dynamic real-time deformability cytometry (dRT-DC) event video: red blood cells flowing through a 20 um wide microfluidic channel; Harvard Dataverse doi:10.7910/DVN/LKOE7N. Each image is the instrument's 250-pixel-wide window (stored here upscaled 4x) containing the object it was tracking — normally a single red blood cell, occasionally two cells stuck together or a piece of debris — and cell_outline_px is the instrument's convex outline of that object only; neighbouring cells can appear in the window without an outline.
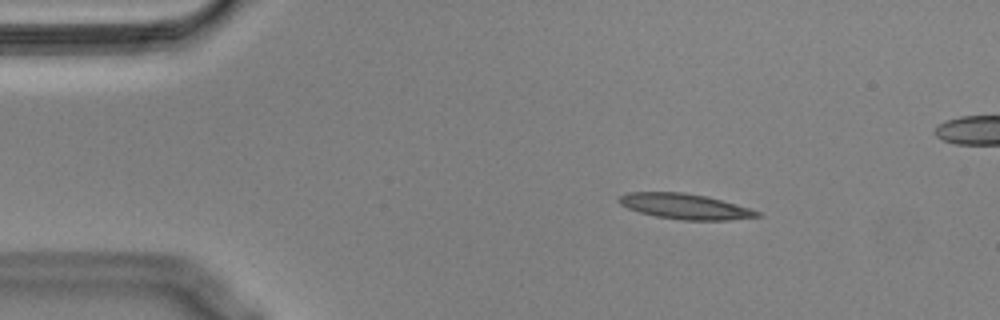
{"species": "Egyptian fruit bat (a non-hibernating species)", "species_latin": "Rousettus aegyptiacus", "temperature_condition": "cold", "stored_images_in_passage": 56, "camera_frame_rate_fps": 3000, "um_per_image_px": 0.085, "animal": {"sex": "male"}, "frame": {"image": 1, "passage_image": 8, "time_ms": 2.333, "image_size_px": [1000, 320], "cell_outline_px": [[764, 216], [728, 220], [684, 220], [656, 216], [640, 212], [628, 208], [620, 204], [616, 200], [620, 196], [628, 192], [684, 192], [704, 196], [736, 204], [760, 212]], "centroid_in_image_um": [58.21, 17.54], "position_along_channel_um": 26.8, "area_um2": 20.29}}
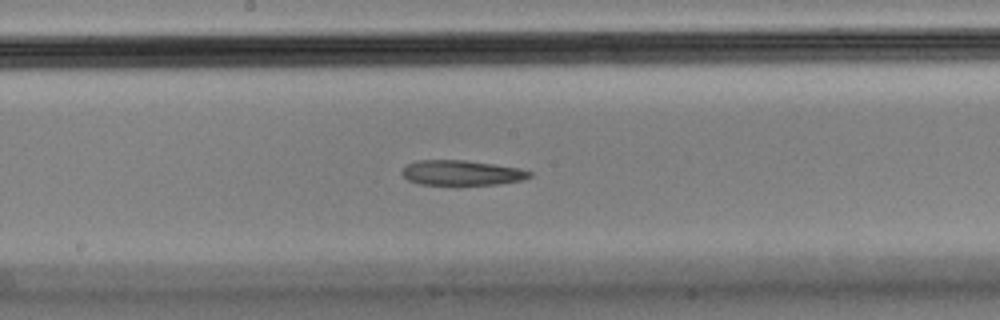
{"frame": {"image": 2, "passage_image": 28, "time_ms": 9.0, "image_size_px": [1000, 320], "cell_outline_px": [[532, 176], [520, 180], [496, 184], [456, 188], [420, 184], [408, 180], [400, 172], [408, 164], [416, 160], [464, 160], [520, 168], [532, 172]], "centroid_in_image_um": [39.2, 14.74], "position_along_channel_um": 209.0, "area_um2": 19.42}}
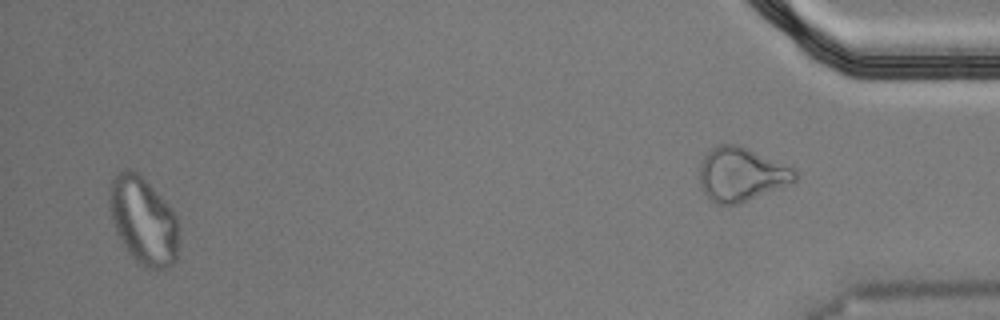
{"frame": {"image": 3, "passage_image": 53, "time_ms": 17.333, "image_size_px": [1000, 320], "cell_outline_px": [[180, 236], [176, 260], [172, 264], [164, 268], [148, 268], [140, 264], [132, 256], [120, 240], [116, 232], [112, 220], [108, 200], [108, 196], [112, 180], [116, 172], [124, 168], [132, 168], [160, 196], [176, 216], [180, 228]], "centroid_in_image_um": [12.18, 18.75], "position_along_channel_um": 423.0, "area_um2": 35.32}}